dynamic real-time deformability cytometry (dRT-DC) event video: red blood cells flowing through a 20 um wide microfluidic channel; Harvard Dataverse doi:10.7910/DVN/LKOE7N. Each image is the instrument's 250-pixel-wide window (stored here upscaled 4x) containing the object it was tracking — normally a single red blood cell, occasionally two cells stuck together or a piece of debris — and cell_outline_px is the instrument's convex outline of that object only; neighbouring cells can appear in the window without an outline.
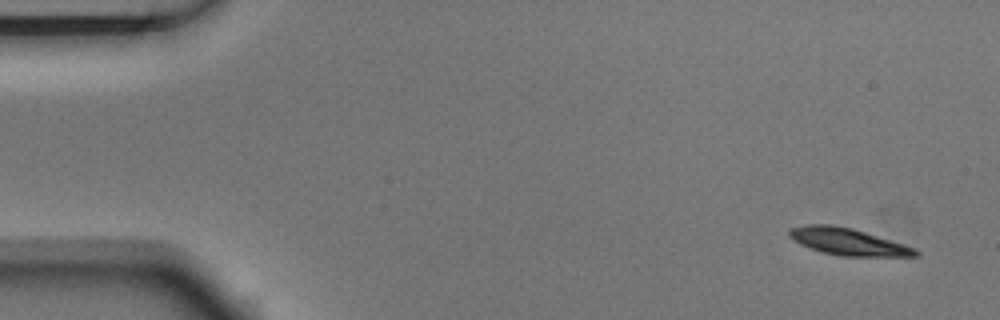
{"species": "Egyptian fruit bat (a non-hibernating species)", "species_latin": "Rousettus aegyptiacus", "temperature_condition": "room temperature", "stored_images_in_passage": 9, "camera_frame_rate_fps": 3000, "um_per_image_px": 0.085, "animal": {"sex": "male"}, "frame": {"image": 1, "passage_image": 1, "time_ms": 0.0, "image_size_px": [1000, 320], "cell_outline_px": [[920, 256], [840, 256], [820, 252], [800, 244], [792, 240], [788, 236], [788, 228], [808, 224], [832, 224], [852, 228], [904, 244], [916, 248], [920, 252]], "centroid_in_image_um": [72.04, 20.54], "position_along_channel_um": 13.0, "area_um2": 20.0}}
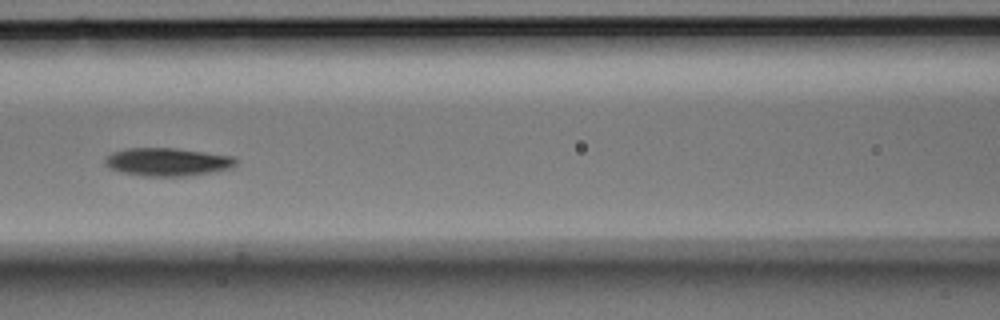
{"frame": {"image": 2, "passage_image": 7, "time_ms": 2.0, "image_size_px": [1000, 320], "cell_outline_px": [[236, 164], [232, 168], [212, 172], [188, 176], [144, 176], [120, 172], [108, 168], [104, 164], [104, 160], [112, 152], [124, 148], [176, 148], [232, 156], [236, 160]], "centroid_in_image_um": [14.2, 13.76], "position_along_channel_um": 152.4, "area_um2": 21.5}}
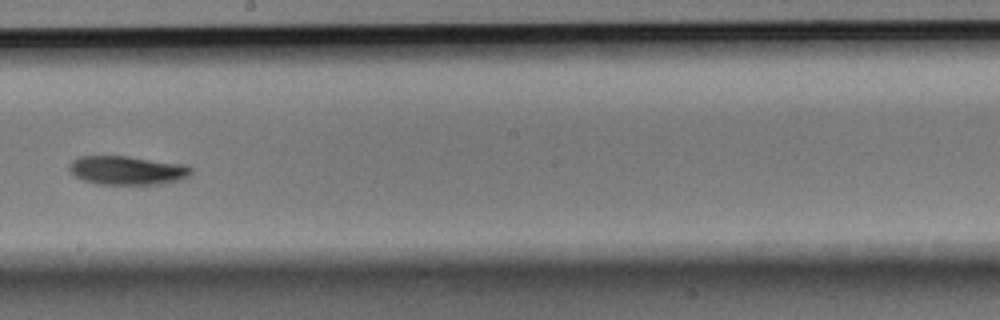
{"frame": {"image": 3, "passage_image": 9, "time_ms": 2.667, "image_size_px": [1000, 320], "cell_outline_px": [[192, 172], [188, 176], [168, 184], [96, 184], [84, 180], [76, 176], [68, 168], [68, 164], [72, 160], [80, 156], [128, 156], [184, 164], [192, 168]], "centroid_in_image_um": [10.82, 14.48], "position_along_channel_um": 237.4, "area_um2": 20.52}}